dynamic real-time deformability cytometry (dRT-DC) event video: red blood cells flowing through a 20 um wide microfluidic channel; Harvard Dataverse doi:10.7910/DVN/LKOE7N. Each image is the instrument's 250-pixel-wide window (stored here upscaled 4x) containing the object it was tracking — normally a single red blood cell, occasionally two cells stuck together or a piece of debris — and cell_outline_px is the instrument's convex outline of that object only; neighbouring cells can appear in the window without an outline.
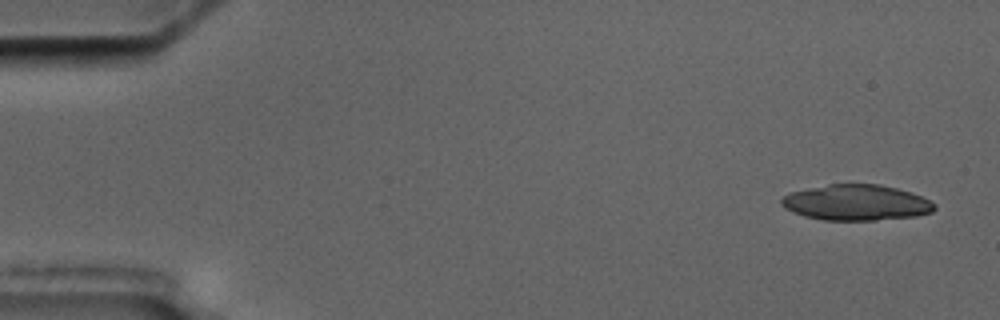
{"species": "common noctule bat (a hibernating species)", "species_latin": "Nyctalus noctula", "temperature_condition": "cold", "stored_images_in_passage": 6, "segment_of_instrument_passage": [1, 2], "camera_frame_rate_fps": 3000, "um_per_image_px": 0.085, "animal": {"sex": "male", "body_mass_g": 17.5, "forearm_length_mm": 52.3}, "frame": {"image": 1, "passage_image": 1, "time_ms": 0.0, "image_size_px": [1000, 320], "cell_outline_px": [[936, 208], [932, 212], [916, 216], [876, 220], [824, 220], [804, 216], [792, 212], [784, 208], [780, 204], [780, 200], [788, 192], [828, 184], [880, 184], [896, 188], [920, 196], [936, 204]], "centroid_in_image_um": [72.74, 17.22], "position_along_channel_um": 12.3, "area_um2": 31.91}}